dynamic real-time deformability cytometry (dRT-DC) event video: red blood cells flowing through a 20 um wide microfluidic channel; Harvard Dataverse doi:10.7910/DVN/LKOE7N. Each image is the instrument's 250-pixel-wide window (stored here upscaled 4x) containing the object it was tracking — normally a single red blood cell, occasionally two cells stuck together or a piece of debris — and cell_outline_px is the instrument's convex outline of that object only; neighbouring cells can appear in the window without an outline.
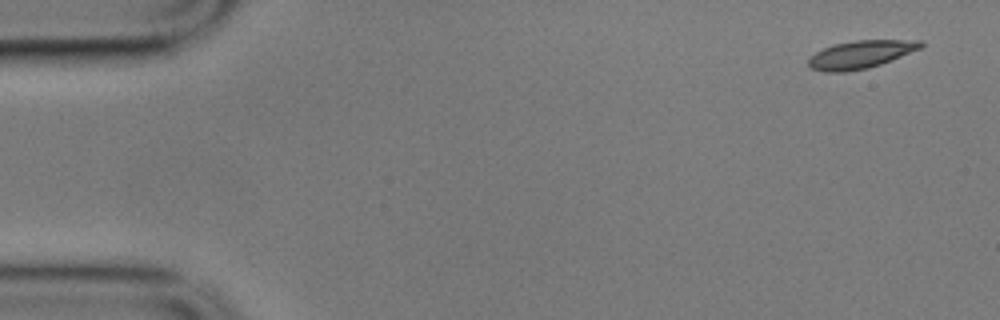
{"species": "common noctule bat (a hibernating species)", "species_latin": "Nyctalus noctula", "temperature_condition": "cold", "stored_images_in_passage": 4, "camera_frame_rate_fps": 3000, "um_per_image_px": 0.085, "animal": {"sex": "male", "body_mass_g": 17.9}, "frame": {"image": 1, "passage_image": 1, "time_ms": 0.0, "image_size_px": [1000, 320], "cell_outline_px": [[924, 44], [920, 48], [880, 64], [868, 68], [844, 72], [824, 72], [812, 68], [808, 64], [808, 60], [816, 52], [832, 44], [856, 40], [924, 40]], "centroid_in_image_um": [73.14, 4.62], "position_along_channel_um": 11.9, "area_um2": 18.03}}